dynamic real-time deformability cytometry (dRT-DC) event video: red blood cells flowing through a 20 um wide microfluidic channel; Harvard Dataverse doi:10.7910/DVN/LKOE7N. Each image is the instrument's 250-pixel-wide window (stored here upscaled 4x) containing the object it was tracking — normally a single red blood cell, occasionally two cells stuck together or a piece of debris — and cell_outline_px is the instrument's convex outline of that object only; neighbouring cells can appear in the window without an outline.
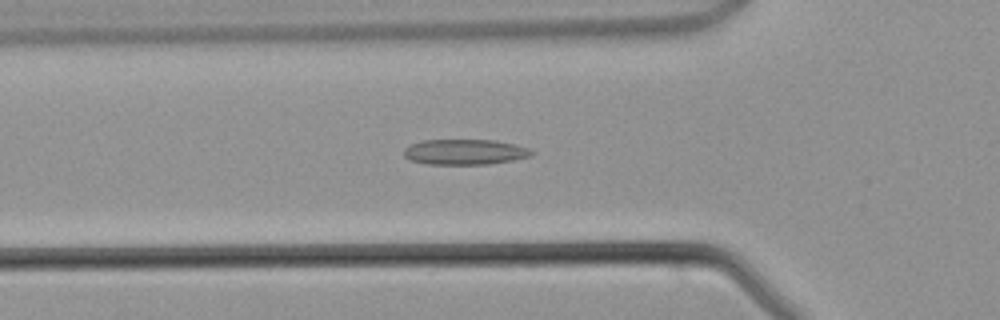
{"species": "common noctule bat (a hibernating species)", "species_latin": "Nyctalus noctula", "temperature_condition": "warm", "stored_images_in_passage": 45, "segment_of_instrument_passage": [1, 2], "camera_frame_rate_fps": 3000, "um_per_image_px": 0.085, "animal": {"sex": "male", "body_mass_g": 21.5, "forearm_length_mm": 52.0}, "frame": {"image": 1, "passage_image": 14, "time_ms": 4.333, "image_size_px": [1000, 320], "cell_outline_px": [[536, 152], [528, 156], [512, 160], [488, 164], [424, 164], [408, 160], [404, 156], [404, 148], [408, 144], [424, 140], [496, 140], [528, 148]], "centroid_in_image_um": [39.44, 12.91], "position_along_channel_um": 86.4, "area_um2": 18.96}}
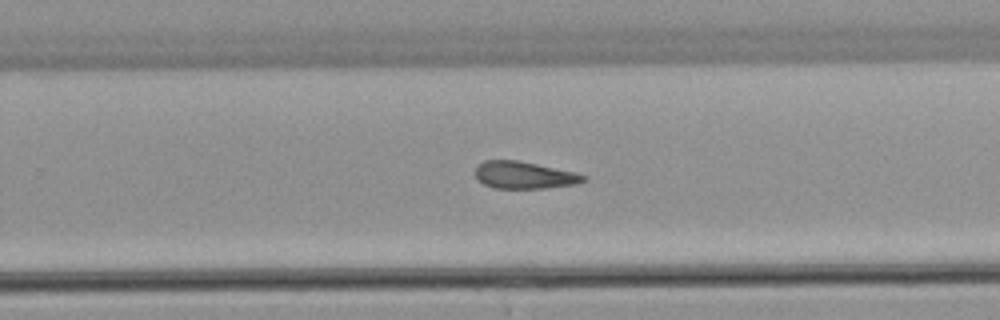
{"frame": {"image": 2, "passage_image": 27, "time_ms": 8.667, "image_size_px": [1000, 320], "cell_outline_px": [[588, 180], [576, 184], [544, 188], [496, 188], [484, 184], [476, 180], [476, 164], [484, 160], [516, 160], [576, 172], [588, 176]], "centroid_in_image_um": [44.56, 14.88], "position_along_channel_um": 285.2, "area_um2": 17.22}}
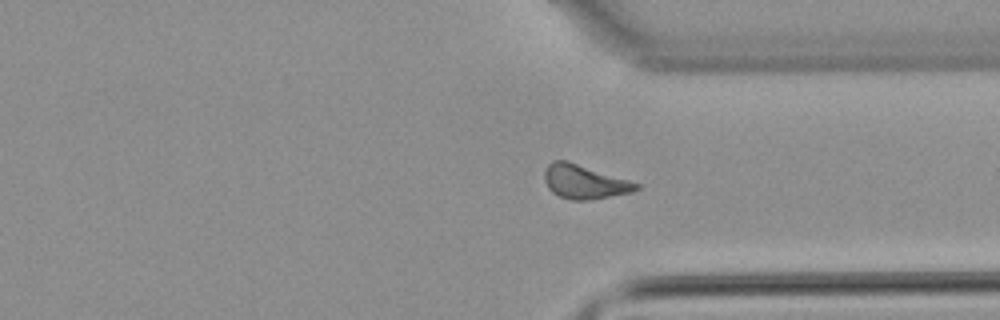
{"frame": {"image": 3, "passage_image": 32, "time_ms": 10.333, "image_size_px": [1000, 320], "cell_outline_px": [[640, 188], [632, 192], [588, 200], [572, 200], [560, 196], [552, 192], [548, 188], [544, 180], [544, 172], [548, 164], [552, 160], [568, 160], [640, 184]], "centroid_in_image_um": [49.65, 15.44], "position_along_channel_um": 361.8, "area_um2": 18.09}}